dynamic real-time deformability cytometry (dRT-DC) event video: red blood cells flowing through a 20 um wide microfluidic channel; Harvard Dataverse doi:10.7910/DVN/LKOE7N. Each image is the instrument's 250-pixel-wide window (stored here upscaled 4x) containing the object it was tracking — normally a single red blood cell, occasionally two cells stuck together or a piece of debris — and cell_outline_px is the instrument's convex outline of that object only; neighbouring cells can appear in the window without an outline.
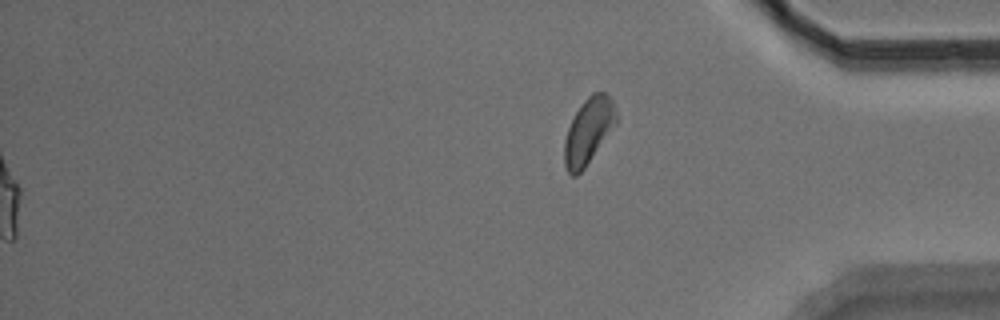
{"species": "Egyptian fruit bat (a non-hibernating species)", "species_latin": "Rousettus aegyptiacus", "temperature_condition": "warm", "stored_images_in_passage": 45, "segment_of_instrument_passage": [2, 2], "camera_frame_rate_fps": 3000, "um_per_image_px": 0.085, "animal": {"sex": "male"}, "frame": {"image": 1, "passage_image": 45, "time_ms": 14.667, "image_size_px": [1000, 320], "cell_outline_px": [[616, 124], [584, 168], [576, 176], [572, 176], [568, 172], [564, 164], [564, 140], [568, 128], [576, 112], [584, 100], [592, 92], [604, 92], [612, 100], [616, 112]], "centroid_in_image_um": [50.0, 11.14], "position_along_channel_um": 385.2, "area_um2": 19.59}}